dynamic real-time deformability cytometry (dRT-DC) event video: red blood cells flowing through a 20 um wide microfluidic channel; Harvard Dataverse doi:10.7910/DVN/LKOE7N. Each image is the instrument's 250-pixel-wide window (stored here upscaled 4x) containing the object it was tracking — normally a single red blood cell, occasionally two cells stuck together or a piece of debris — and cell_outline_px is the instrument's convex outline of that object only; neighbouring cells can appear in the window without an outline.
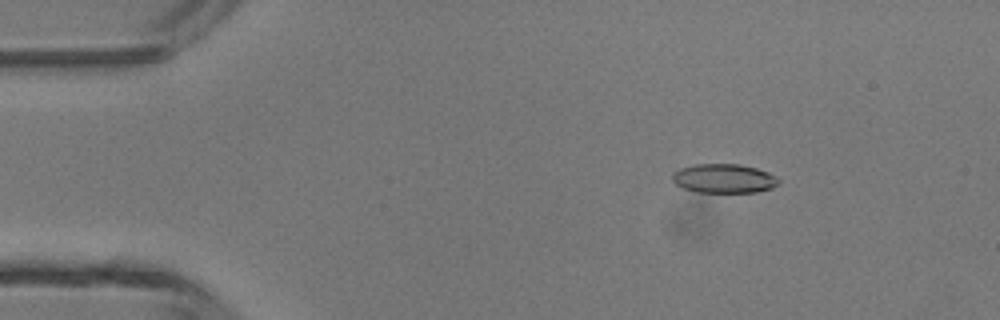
{"species": "common noctule bat (a hibernating species)", "species_latin": "Nyctalus noctula", "temperature_condition": "room temperature", "stored_images_in_passage": 46, "camera_frame_rate_fps": 3000, "um_per_image_px": 0.085, "animal": {"sex": "male", "body_mass_g": 13.3}, "frame": {"image": 1, "passage_image": 6, "time_ms": 1.667, "image_size_px": [1000, 320], "cell_outline_px": [[780, 184], [772, 188], [756, 192], [696, 192], [684, 188], [676, 184], [672, 180], [672, 172], [680, 168], [692, 164], [740, 164], [756, 168], [768, 172], [776, 176], [780, 180]], "centroid_in_image_um": [61.54, 15.16], "position_along_channel_um": 23.5, "area_um2": 18.21}}
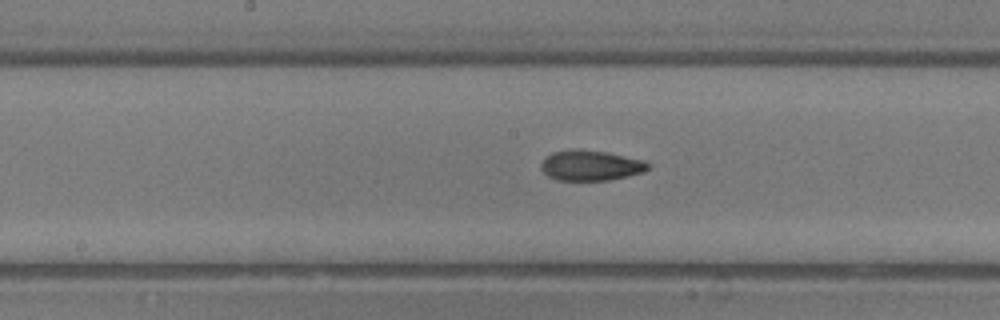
{"frame": {"image": 2, "passage_image": 23, "time_ms": 7.333, "image_size_px": [1000, 320], "cell_outline_px": [[652, 164], [644, 172], [628, 176], [608, 180], [556, 180], [548, 176], [540, 168], [540, 164], [544, 156], [552, 152], [576, 148], [608, 152], [644, 160]], "centroid_in_image_um": [50.19, 14.05], "position_along_channel_um": 198.0, "area_um2": 19.25}}
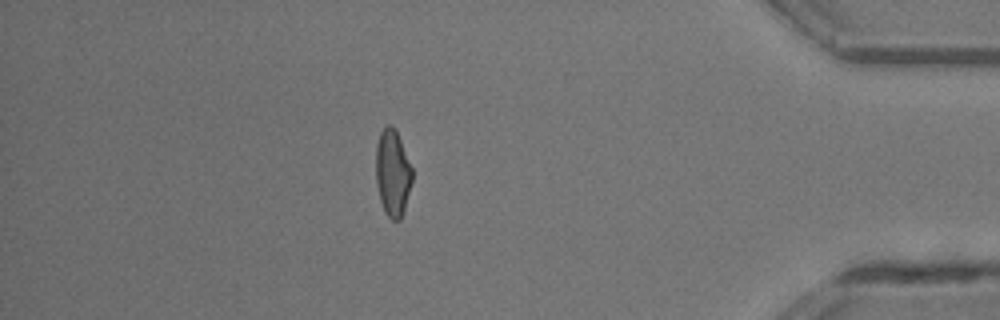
{"frame": {"image": 3, "passage_image": 40, "time_ms": 13.0, "image_size_px": [1000, 320], "cell_outline_px": [[412, 180], [404, 208], [400, 220], [392, 220], [384, 212], [380, 200], [376, 180], [376, 144], [380, 132], [388, 124], [392, 124], [400, 140], [412, 168]], "centroid_in_image_um": [33.35, 14.7], "position_along_channel_um": 401.8, "area_um2": 18.09}, "authors_computed_cell_mechanics": {"area_um2": 18.5827, "velocity_mm_per_s": 4.3861, "shape_relaxation_time_tau1_ms": 6.487, "shape_relaxation_time_tau2_ms": 2.5266, "deformation_change_tau1": 0.2136, "deformation_change_tau2": 0.0797}}